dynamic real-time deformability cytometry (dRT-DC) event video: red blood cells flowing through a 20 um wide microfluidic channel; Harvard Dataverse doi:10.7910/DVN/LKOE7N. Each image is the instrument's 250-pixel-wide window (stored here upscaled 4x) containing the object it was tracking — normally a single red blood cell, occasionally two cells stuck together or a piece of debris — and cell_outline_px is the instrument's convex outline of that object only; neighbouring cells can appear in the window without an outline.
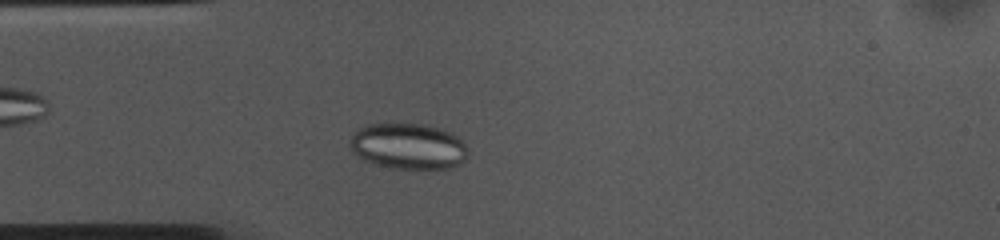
{"species": "common noctule bat (a hibernating species)", "species_latin": "Nyctalus noctula", "temperature_condition": "cold", "stored_images_in_passage": 44, "camera_frame_rate_fps": 3000, "um_per_image_px": 0.085, "animal": {"sex": "female", "body_mass_g": 10.0, "forearm_length_mm": 53.1}, "frame": {"image": 1, "passage_image": 8, "time_ms": 2.333, "image_size_px": [1000, 240], "cell_outline_px": [[468, 152], [464, 160], [460, 164], [452, 168], [392, 168], [376, 164], [364, 160], [356, 156], [352, 152], [348, 140], [360, 128], [368, 124], [424, 124], [440, 128], [452, 132], [468, 148]], "centroid_in_image_um": [34.7, 12.43], "position_along_channel_um": 50.3, "area_um2": 31.56}}
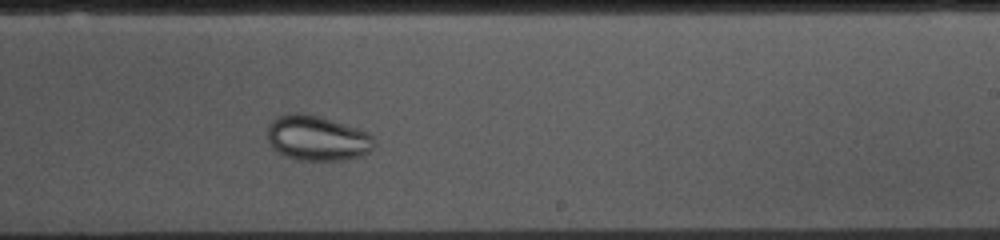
{"frame": {"image": 2, "passage_image": 26, "time_ms": 8.333, "image_size_px": [1000, 240], "cell_outline_px": [[376, 140], [372, 148], [368, 152], [360, 156], [344, 160], [300, 160], [276, 152], [272, 148], [268, 140], [268, 124], [276, 116], [292, 112], [304, 112], [332, 120], [368, 132]], "centroid_in_image_um": [26.93, 11.73], "position_along_channel_um": 262.1, "area_um2": 28.15}}
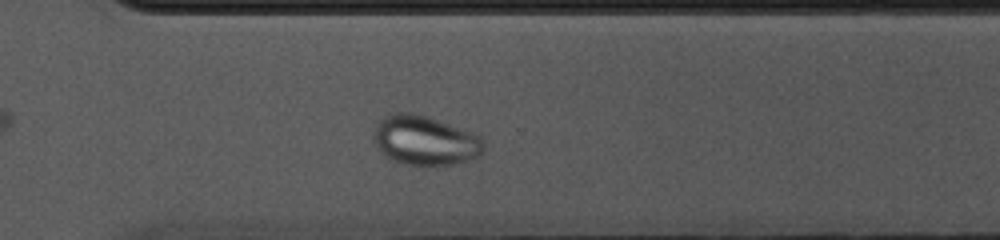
{"frame": {"image": 3, "passage_image": 32, "time_ms": 10.333, "image_size_px": [1000, 240], "cell_outline_px": [[484, 152], [476, 156], [456, 164], [436, 168], [404, 164], [392, 160], [384, 156], [372, 140], [372, 132], [376, 124], [384, 116], [392, 112], [412, 112], [436, 120], [480, 136], [484, 144]], "centroid_in_image_um": [36.05, 11.98], "position_along_channel_um": 334.5, "area_um2": 32.14}}